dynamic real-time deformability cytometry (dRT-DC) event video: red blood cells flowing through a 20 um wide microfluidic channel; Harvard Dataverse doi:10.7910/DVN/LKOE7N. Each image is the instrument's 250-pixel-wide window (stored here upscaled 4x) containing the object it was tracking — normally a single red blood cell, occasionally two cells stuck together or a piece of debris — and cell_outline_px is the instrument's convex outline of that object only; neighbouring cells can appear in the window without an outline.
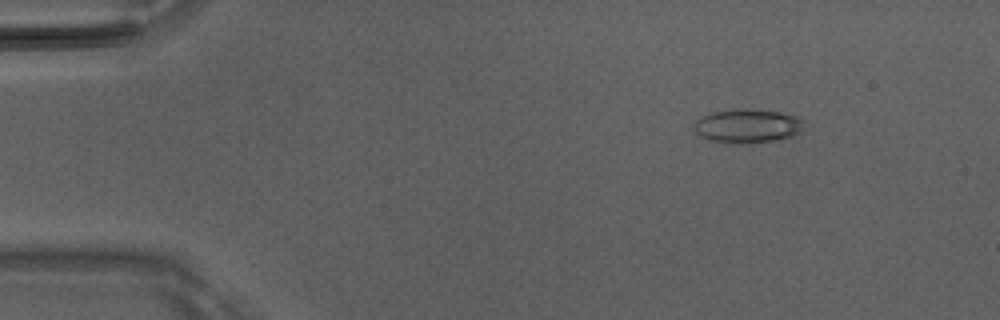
{"species": "Egyptian fruit bat (a non-hibernating species)", "species_latin": "Rousettus aegyptiacus", "temperature_condition": "room temperature", "stored_images_in_passage": 3, "camera_frame_rate_fps": 3000, "um_per_image_px": 0.085, "animal": {"sex": "male"}, "frame": {"image": 1, "passage_image": 1, "time_ms": 0.0, "image_size_px": [1000, 320], "cell_outline_px": [[804, 120], [800, 132], [792, 136], [772, 140], [736, 144], [732, 144], [708, 140], [700, 136], [692, 128], [692, 124], [700, 116], [712, 112], [732, 108], [740, 108], [780, 112], [796, 116]], "centroid_in_image_um": [63.46, 10.69], "position_along_channel_um": 21.5, "area_um2": 21.91}}